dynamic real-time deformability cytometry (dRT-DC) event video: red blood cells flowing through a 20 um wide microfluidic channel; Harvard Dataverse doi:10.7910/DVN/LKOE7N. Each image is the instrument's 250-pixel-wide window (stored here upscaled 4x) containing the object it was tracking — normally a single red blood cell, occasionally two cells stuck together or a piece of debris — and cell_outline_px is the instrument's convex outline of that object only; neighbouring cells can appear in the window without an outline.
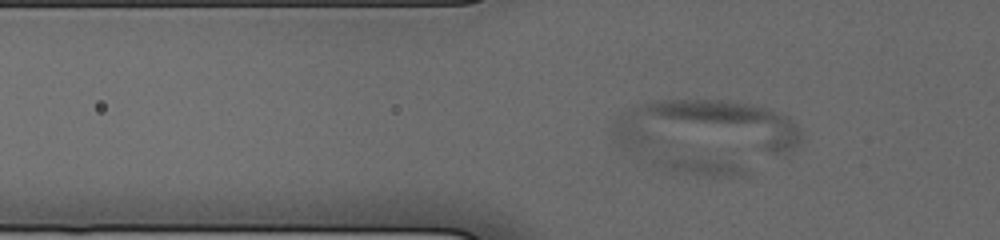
{"species": "human", "species_latin": "Homo sapiens", "temperature_condition": "cold", "stored_images_in_passage": 7, "camera_frame_rate_fps": 3000, "um_per_image_px": 0.085, "donor": {"sex": "male"}, "frame": {"image": 1, "passage_image": 4, "time_ms": 1.333, "image_size_px": [1000, 240], "cell_outline_px": [[800, 140], [792, 152], [772, 152], [636, 148], [616, 144], [612, 132], [624, 112], [644, 104], [656, 100], [720, 100], [752, 104], [768, 108], [788, 116], [800, 132]], "centroid_in_image_um": [60.04, 10.8], "position_along_channel_um": 65.8, "area_um2": 58.84}}